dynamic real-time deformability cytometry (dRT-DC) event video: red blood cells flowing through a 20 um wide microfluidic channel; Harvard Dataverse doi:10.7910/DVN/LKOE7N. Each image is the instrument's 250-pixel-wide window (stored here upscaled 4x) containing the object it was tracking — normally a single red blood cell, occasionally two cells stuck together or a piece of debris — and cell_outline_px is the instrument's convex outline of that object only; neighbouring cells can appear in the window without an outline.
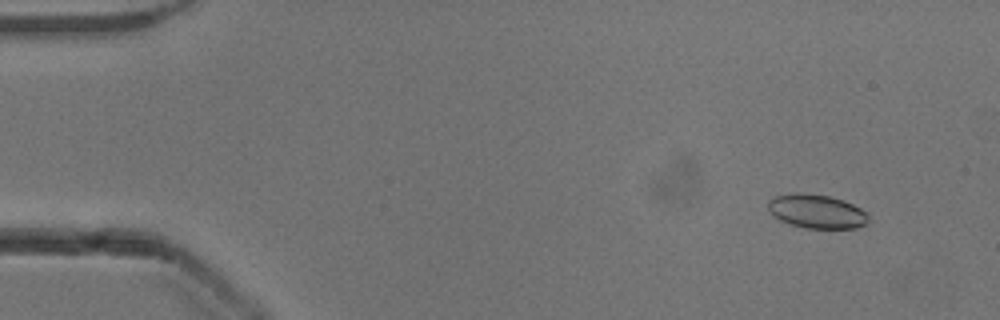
{"species": "common noctule bat (a hibernating species)", "species_latin": "Nyctalus noctula", "temperature_condition": "cold", "stored_images_in_passage": 53, "camera_frame_rate_fps": 3000, "um_per_image_px": 0.085, "animal": {"sex": "male", "body_mass_g": 13.3}, "frame": {"image": 1, "passage_image": 5, "time_ms": 1.333, "image_size_px": [1000, 320], "cell_outline_px": [[868, 224], [856, 228], [804, 228], [780, 220], [772, 216], [768, 208], [768, 200], [772, 196], [796, 192], [828, 196], [852, 204], [860, 208], [868, 216]], "centroid_in_image_um": [69.37, 17.97], "position_along_channel_um": 15.6, "area_um2": 19.77}}
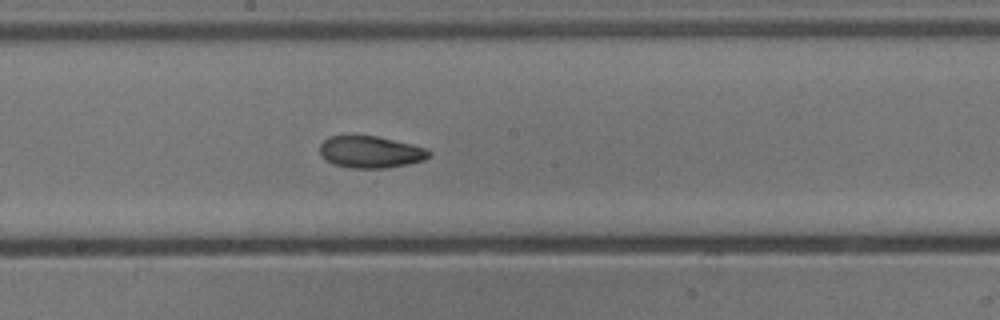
{"frame": {"image": 2, "passage_image": 29, "time_ms": 9.333, "image_size_px": [1000, 320], "cell_outline_px": [[432, 152], [424, 160], [408, 164], [388, 168], [348, 168], [332, 164], [324, 160], [320, 156], [320, 144], [328, 136], [376, 136], [428, 148]], "centroid_in_image_um": [31.47, 12.93], "position_along_channel_um": 216.7, "area_um2": 20.46}}
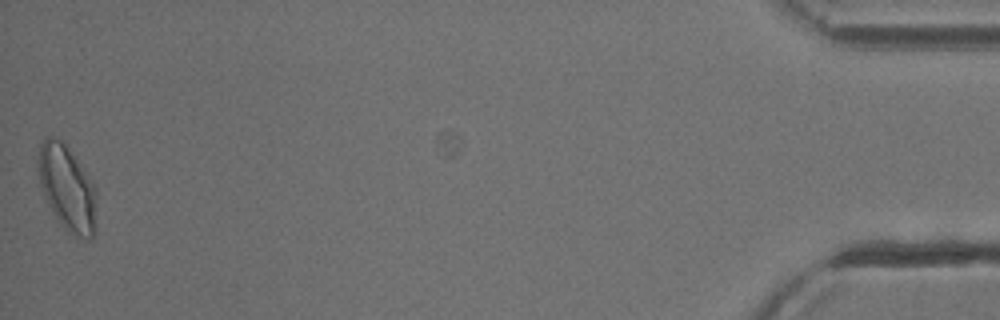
{"frame": {"image": 3, "passage_image": 53, "time_ms": 17.333, "image_size_px": [1000, 320], "cell_outline_px": [[96, 232], [92, 240], [84, 240], [68, 232], [52, 212], [44, 196], [40, 184], [36, 168], [36, 160], [40, 144], [44, 136], [52, 136], [60, 140], [64, 144], [76, 160], [96, 188]], "centroid_in_image_um": [5.69, 16.02], "position_along_channel_um": 429.5, "area_um2": 29.3}, "authors_computed_cell_mechanics": {"area_um2": 20.4612, "velocity_mm_per_s": 3.9004, "shape_relaxation_time_tau1_ms": 3.4264, "shape_relaxation_time_tau2_ms": 3.2682, "deformation_change_tau1": 0.1181, "deformation_change_tau2": 0.0798}}